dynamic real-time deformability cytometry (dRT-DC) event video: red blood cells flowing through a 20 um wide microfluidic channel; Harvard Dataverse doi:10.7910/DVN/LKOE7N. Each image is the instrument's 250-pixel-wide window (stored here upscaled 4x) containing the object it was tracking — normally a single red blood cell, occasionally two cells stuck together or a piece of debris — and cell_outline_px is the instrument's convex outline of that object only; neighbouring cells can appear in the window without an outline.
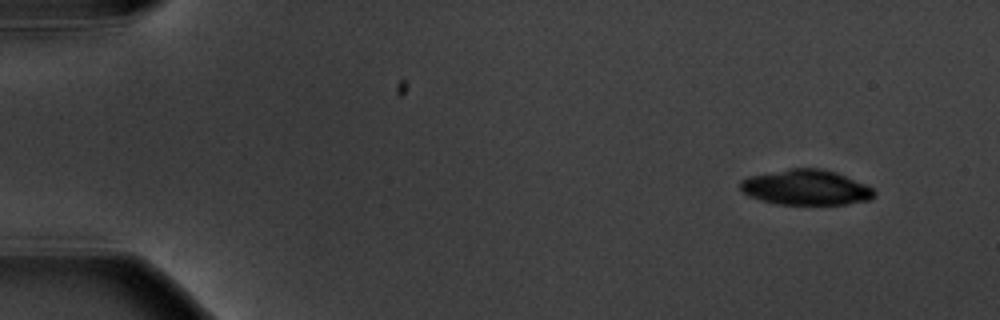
{"species": "common noctule bat (a hibernating species)", "species_latin": "Nyctalus noctula", "temperature_condition": "warm", "stored_images_in_passage": 10, "camera_frame_rate_fps": 3000, "um_per_image_px": 0.085, "animal": {"sex": "male", "body_mass_g": 20.1, "forearm_length_mm": 53.5}, "frame": {"image": 1, "passage_image": 1, "time_ms": 0.0, "image_size_px": [1000, 320], "cell_outline_px": [[876, 192], [868, 200], [848, 204], [776, 204], [752, 196], [744, 192], [740, 188], [740, 180], [748, 176], [788, 168], [820, 168], [836, 172], [864, 184], [872, 188]], "centroid_in_image_um": [68.49, 15.92], "position_along_channel_um": 16.5, "area_um2": 27.28}}